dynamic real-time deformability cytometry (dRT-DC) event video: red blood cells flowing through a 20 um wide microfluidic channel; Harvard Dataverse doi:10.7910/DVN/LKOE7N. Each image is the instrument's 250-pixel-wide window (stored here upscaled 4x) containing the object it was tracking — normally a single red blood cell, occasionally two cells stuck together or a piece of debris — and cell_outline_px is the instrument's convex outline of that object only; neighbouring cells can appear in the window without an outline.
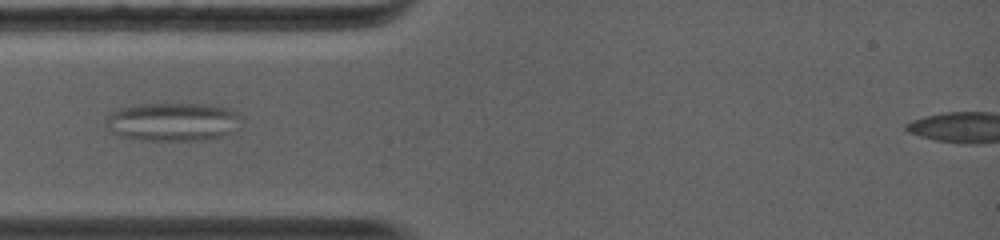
{"species": "common noctule bat (a hibernating species)", "species_latin": "Nyctalus noctula", "temperature_condition": "warm", "stored_images_in_passage": 19, "camera_frame_rate_fps": 5000, "um_per_image_px": 0.085, "animal": {"sex": "female", "body_mass_g": 19.0, "forearm_length_mm": 56.7}, "frame": {"image": 1, "passage_image": 5, "time_ms": 3.4, "image_size_px": [1000, 240], "cell_outline_px": [[240, 116], [220, 136], [196, 140], [140, 140], [120, 136], [112, 132], [104, 124], [104, 120], [112, 112], [120, 108], [140, 104], [212, 104], [228, 108], [236, 112]], "centroid_in_image_um": [14.52, 10.33], "position_along_channel_um": 70.5, "area_um2": 29.48}}
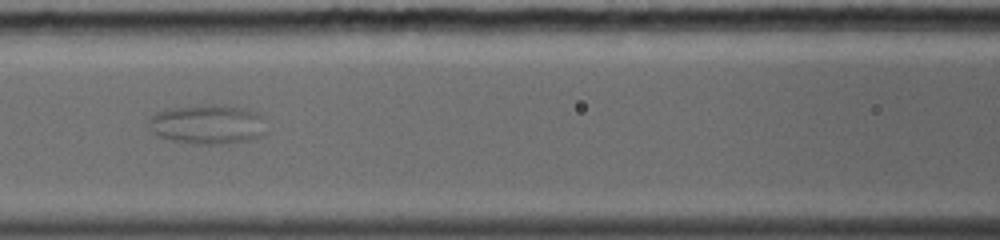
{"frame": {"image": 2, "passage_image": 10, "time_ms": 5.4, "image_size_px": [1000, 240], "cell_outline_px": [[264, 132], [260, 136], [244, 140], [216, 144], [192, 144], [172, 140], [160, 136], [152, 132], [148, 124], [152, 116], [156, 112], [172, 108], [204, 104], [216, 104], [244, 108], [256, 112], [264, 116]], "centroid_in_image_um": [17.63, 10.55], "position_along_channel_um": 149.0, "area_um2": 26.88}}
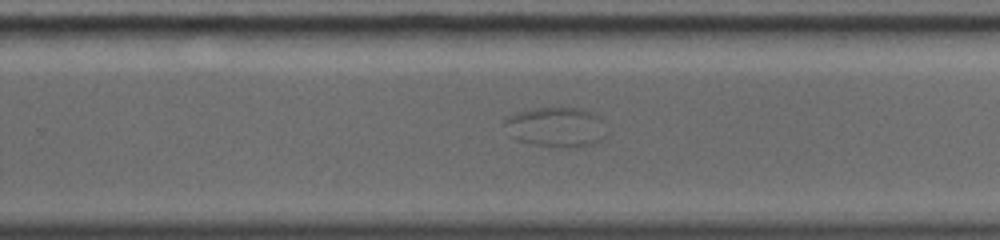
{"frame": {"image": 3, "passage_image": 19, "time_ms": 8.8, "image_size_px": [1000, 240], "cell_outline_px": [[604, 136], [600, 140], [592, 144], [568, 148], [564, 148], [532, 144], [516, 140], [512, 136], [504, 124], [504, 120], [508, 116], [516, 112], [536, 108], [580, 108], [592, 112], [600, 116]], "centroid_in_image_um": [47.23, 10.8], "position_along_channel_um": 282.6, "area_um2": 23.47}}